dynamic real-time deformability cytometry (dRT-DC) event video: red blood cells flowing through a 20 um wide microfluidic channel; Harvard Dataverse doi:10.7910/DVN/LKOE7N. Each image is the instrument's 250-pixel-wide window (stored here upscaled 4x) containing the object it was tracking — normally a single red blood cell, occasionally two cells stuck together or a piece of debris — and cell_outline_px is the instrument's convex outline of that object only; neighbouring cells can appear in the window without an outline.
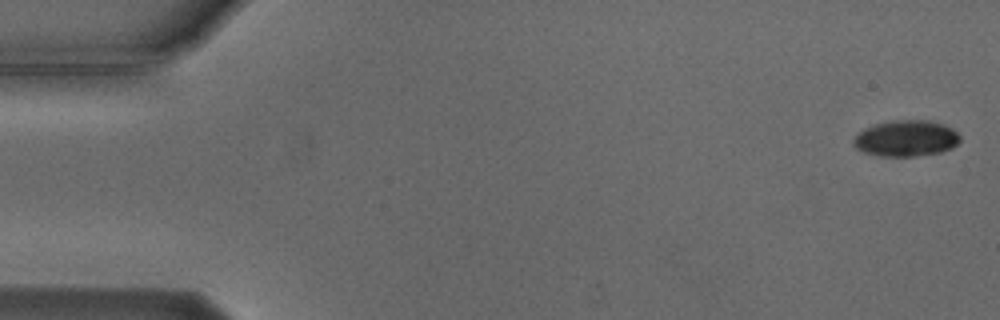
{"species": "Egyptian fruit bat (a non-hibernating species)", "species_latin": "Rousettus aegyptiacus", "temperature_condition": "cold", "stored_images_in_passage": 5, "camera_frame_rate_fps": 3000, "um_per_image_px": 0.085, "animal": {"sex": "male"}, "frame": {"image": 1, "passage_image": 1, "time_ms": 0.0, "image_size_px": [1000, 320], "cell_outline_px": [[960, 140], [952, 148], [940, 152], [916, 156], [880, 156], [864, 152], [856, 148], [852, 144], [852, 140], [864, 128], [876, 124], [900, 120], [928, 120], [944, 124], [952, 128], [960, 136]], "centroid_in_image_um": [77.02, 11.76], "position_along_channel_um": 8.0, "area_um2": 22.31}}
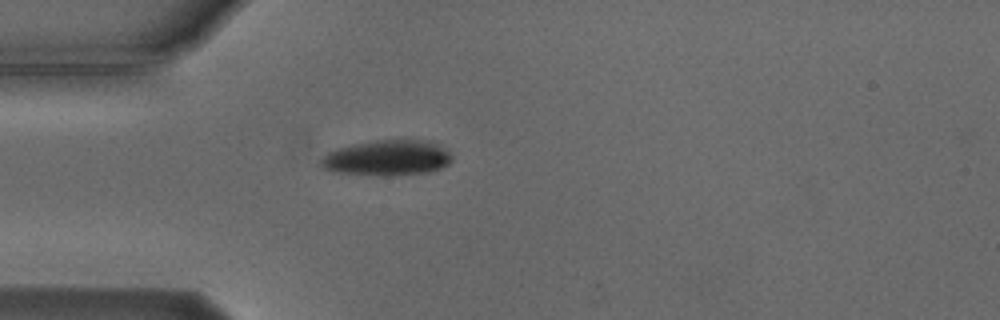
{"frame": {"image": 2, "passage_image": 5, "time_ms": 4.667, "image_size_px": [1000, 320], "cell_outline_px": [[452, 160], [448, 164], [440, 168], [428, 172], [392, 176], [380, 176], [332, 172], [324, 168], [320, 164], [320, 160], [328, 152], [352, 144], [376, 140], [404, 136], [428, 140], [448, 148], [452, 156]], "centroid_in_image_um": [32.98, 13.38], "position_along_channel_um": 52.0, "area_um2": 28.15}}